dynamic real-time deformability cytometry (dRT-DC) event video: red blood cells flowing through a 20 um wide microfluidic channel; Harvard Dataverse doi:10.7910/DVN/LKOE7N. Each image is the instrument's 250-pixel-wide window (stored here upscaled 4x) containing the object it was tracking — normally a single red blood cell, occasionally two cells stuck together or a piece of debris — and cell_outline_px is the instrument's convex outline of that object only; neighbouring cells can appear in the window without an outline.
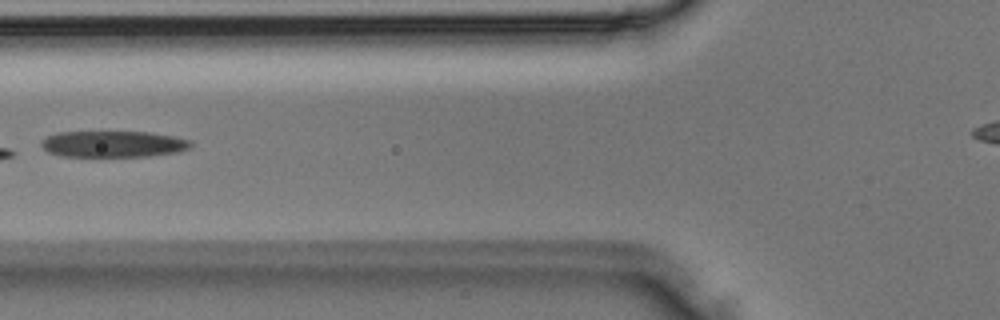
{"species": "Egyptian fruit bat (a non-hibernating species)", "species_latin": "Rousettus aegyptiacus", "temperature_condition": "room temperature", "stored_images_in_passage": 2, "camera_frame_rate_fps": 3000, "um_per_image_px": 0.085, "animal": {"sex": "male"}, "frame": {"image": 1, "passage_image": 2, "time_ms": 0.333, "image_size_px": [1000, 320], "cell_outline_px": [[192, 144], [188, 148], [180, 152], [148, 156], [60, 156], [48, 152], [40, 144], [40, 140], [56, 132], [148, 132], [172, 136], [192, 140]], "centroid_in_image_um": [9.61, 12.24], "position_along_channel_um": 116.2, "area_um2": 22.95}}